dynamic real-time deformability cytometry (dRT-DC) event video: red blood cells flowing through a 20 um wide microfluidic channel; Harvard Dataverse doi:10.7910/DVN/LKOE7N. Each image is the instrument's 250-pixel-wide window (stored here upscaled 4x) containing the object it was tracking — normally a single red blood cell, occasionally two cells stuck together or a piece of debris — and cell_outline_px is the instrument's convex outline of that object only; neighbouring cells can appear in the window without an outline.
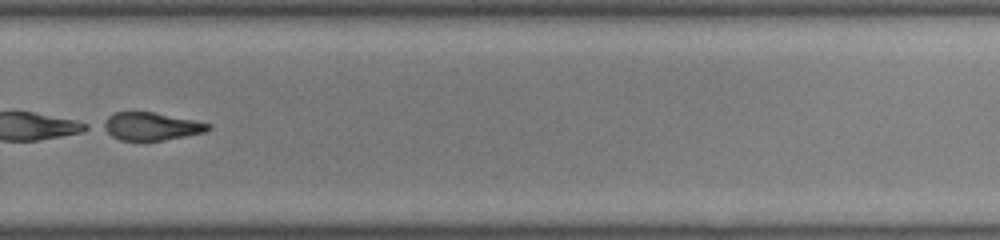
{"species": "common noctule bat (a hibernating species)", "species_latin": "Nyctalus noctula", "temperature_condition": "room temperature", "stored_images_in_passage": 36, "segment_of_instrument_passage": [2, 2], "camera_frame_rate_fps": 3000, "um_per_image_px": 0.085, "animal": {"sex": "male", "body_mass_g": 19.0, "forearm_length_mm": 50.8}, "frame": {"image": 1, "passage_image": 34, "time_ms": 11.0, "image_size_px": [1000, 240], "cell_outline_px": [[212, 128], [204, 132], [164, 140], [120, 140], [112, 136], [100, 128], [96, 124], [108, 116], [116, 112], [152, 112], [212, 124]], "centroid_in_image_um": [12.74, 10.73], "position_along_channel_um": 317.1, "area_um2": 17.11}}